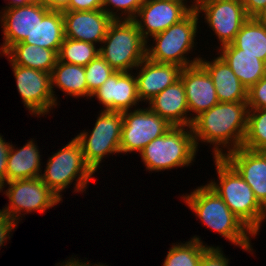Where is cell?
Listing matches in <instances>:
<instances>
[{
    "instance_id": "1",
    "label": "cell",
    "mask_w": 266,
    "mask_h": 266,
    "mask_svg": "<svg viewBox=\"0 0 266 266\" xmlns=\"http://www.w3.org/2000/svg\"><path fill=\"white\" fill-rule=\"evenodd\" d=\"M247 102H219L193 119L195 145L210 144L213 158H223L242 147L248 120ZM200 141V142H199Z\"/></svg>"
},
{
    "instance_id": "2",
    "label": "cell",
    "mask_w": 266,
    "mask_h": 266,
    "mask_svg": "<svg viewBox=\"0 0 266 266\" xmlns=\"http://www.w3.org/2000/svg\"><path fill=\"white\" fill-rule=\"evenodd\" d=\"M180 198L196 214L199 221L206 225L205 227L223 236L232 245L253 255L255 249L252 247L251 238L253 239L256 235L207 183L193 189L189 194L181 195Z\"/></svg>"
},
{
    "instance_id": "3",
    "label": "cell",
    "mask_w": 266,
    "mask_h": 266,
    "mask_svg": "<svg viewBox=\"0 0 266 266\" xmlns=\"http://www.w3.org/2000/svg\"><path fill=\"white\" fill-rule=\"evenodd\" d=\"M213 161L218 179L214 178L207 184L255 235L260 234L261 223L266 220V209L258 202L250 186L224 158H213Z\"/></svg>"
},
{
    "instance_id": "4",
    "label": "cell",
    "mask_w": 266,
    "mask_h": 266,
    "mask_svg": "<svg viewBox=\"0 0 266 266\" xmlns=\"http://www.w3.org/2000/svg\"><path fill=\"white\" fill-rule=\"evenodd\" d=\"M40 178L63 202L62 193L74 184V193H86L95 171L85 161L80 142L74 137L65 146L48 158Z\"/></svg>"
},
{
    "instance_id": "5",
    "label": "cell",
    "mask_w": 266,
    "mask_h": 266,
    "mask_svg": "<svg viewBox=\"0 0 266 266\" xmlns=\"http://www.w3.org/2000/svg\"><path fill=\"white\" fill-rule=\"evenodd\" d=\"M199 20L200 16L193 9L180 22L151 37L152 45L146 42V57L158 63L176 64L181 68L198 64L201 56L190 60L188 54L197 50Z\"/></svg>"
},
{
    "instance_id": "6",
    "label": "cell",
    "mask_w": 266,
    "mask_h": 266,
    "mask_svg": "<svg viewBox=\"0 0 266 266\" xmlns=\"http://www.w3.org/2000/svg\"><path fill=\"white\" fill-rule=\"evenodd\" d=\"M198 150L191 127L171 126L138 154L145 170L153 173L191 166Z\"/></svg>"
},
{
    "instance_id": "7",
    "label": "cell",
    "mask_w": 266,
    "mask_h": 266,
    "mask_svg": "<svg viewBox=\"0 0 266 266\" xmlns=\"http://www.w3.org/2000/svg\"><path fill=\"white\" fill-rule=\"evenodd\" d=\"M99 55L115 71H133L146 58V41L133 20H113L99 46Z\"/></svg>"
},
{
    "instance_id": "8",
    "label": "cell",
    "mask_w": 266,
    "mask_h": 266,
    "mask_svg": "<svg viewBox=\"0 0 266 266\" xmlns=\"http://www.w3.org/2000/svg\"><path fill=\"white\" fill-rule=\"evenodd\" d=\"M92 131L78 133L75 138L80 142L85 161L95 171L101 169L104 158L120 154L122 112L100 110ZM103 160V161H102Z\"/></svg>"
},
{
    "instance_id": "9",
    "label": "cell",
    "mask_w": 266,
    "mask_h": 266,
    "mask_svg": "<svg viewBox=\"0 0 266 266\" xmlns=\"http://www.w3.org/2000/svg\"><path fill=\"white\" fill-rule=\"evenodd\" d=\"M4 185L0 189V193L3 192L9 202L0 210L12 217L18 224L28 213L32 214L38 211L39 214H42L62 202L40 177L14 180ZM3 188H7V190Z\"/></svg>"
},
{
    "instance_id": "10",
    "label": "cell",
    "mask_w": 266,
    "mask_h": 266,
    "mask_svg": "<svg viewBox=\"0 0 266 266\" xmlns=\"http://www.w3.org/2000/svg\"><path fill=\"white\" fill-rule=\"evenodd\" d=\"M122 116L120 154L140 153L149 142L172 126L149 107L123 111Z\"/></svg>"
},
{
    "instance_id": "11",
    "label": "cell",
    "mask_w": 266,
    "mask_h": 266,
    "mask_svg": "<svg viewBox=\"0 0 266 266\" xmlns=\"http://www.w3.org/2000/svg\"><path fill=\"white\" fill-rule=\"evenodd\" d=\"M195 10L199 16L204 15V22L220 42L217 49L231 44L241 26L250 18L242 0H198Z\"/></svg>"
},
{
    "instance_id": "12",
    "label": "cell",
    "mask_w": 266,
    "mask_h": 266,
    "mask_svg": "<svg viewBox=\"0 0 266 266\" xmlns=\"http://www.w3.org/2000/svg\"><path fill=\"white\" fill-rule=\"evenodd\" d=\"M16 81L17 91L30 115L45 116L58 108L51 88V74L13 64L7 59Z\"/></svg>"
},
{
    "instance_id": "13",
    "label": "cell",
    "mask_w": 266,
    "mask_h": 266,
    "mask_svg": "<svg viewBox=\"0 0 266 266\" xmlns=\"http://www.w3.org/2000/svg\"><path fill=\"white\" fill-rule=\"evenodd\" d=\"M193 8L183 0H145L133 19L146 42L184 19Z\"/></svg>"
},
{
    "instance_id": "14",
    "label": "cell",
    "mask_w": 266,
    "mask_h": 266,
    "mask_svg": "<svg viewBox=\"0 0 266 266\" xmlns=\"http://www.w3.org/2000/svg\"><path fill=\"white\" fill-rule=\"evenodd\" d=\"M49 11L50 9L39 0L12 8H1L0 26L4 38L3 43L0 44V56L12 45L30 36L38 21H41Z\"/></svg>"
},
{
    "instance_id": "15",
    "label": "cell",
    "mask_w": 266,
    "mask_h": 266,
    "mask_svg": "<svg viewBox=\"0 0 266 266\" xmlns=\"http://www.w3.org/2000/svg\"><path fill=\"white\" fill-rule=\"evenodd\" d=\"M93 97L106 111L123 112L140 108L137 80L132 71H116L91 95Z\"/></svg>"
},
{
    "instance_id": "16",
    "label": "cell",
    "mask_w": 266,
    "mask_h": 266,
    "mask_svg": "<svg viewBox=\"0 0 266 266\" xmlns=\"http://www.w3.org/2000/svg\"><path fill=\"white\" fill-rule=\"evenodd\" d=\"M179 79L184 85L192 119L219 103L213 80L200 63L182 68Z\"/></svg>"
},
{
    "instance_id": "17",
    "label": "cell",
    "mask_w": 266,
    "mask_h": 266,
    "mask_svg": "<svg viewBox=\"0 0 266 266\" xmlns=\"http://www.w3.org/2000/svg\"><path fill=\"white\" fill-rule=\"evenodd\" d=\"M64 36L101 46L113 19L102 9L91 11H62ZM100 44V45H99Z\"/></svg>"
},
{
    "instance_id": "18",
    "label": "cell",
    "mask_w": 266,
    "mask_h": 266,
    "mask_svg": "<svg viewBox=\"0 0 266 266\" xmlns=\"http://www.w3.org/2000/svg\"><path fill=\"white\" fill-rule=\"evenodd\" d=\"M250 186L266 209V152L240 147L223 157Z\"/></svg>"
},
{
    "instance_id": "19",
    "label": "cell",
    "mask_w": 266,
    "mask_h": 266,
    "mask_svg": "<svg viewBox=\"0 0 266 266\" xmlns=\"http://www.w3.org/2000/svg\"><path fill=\"white\" fill-rule=\"evenodd\" d=\"M134 70L139 100L147 104L166 87L179 80L182 68L176 64L158 63L146 57Z\"/></svg>"
},
{
    "instance_id": "20",
    "label": "cell",
    "mask_w": 266,
    "mask_h": 266,
    "mask_svg": "<svg viewBox=\"0 0 266 266\" xmlns=\"http://www.w3.org/2000/svg\"><path fill=\"white\" fill-rule=\"evenodd\" d=\"M148 107L172 126L192 125L193 119L189 114L184 85L180 79L152 98Z\"/></svg>"
},
{
    "instance_id": "21",
    "label": "cell",
    "mask_w": 266,
    "mask_h": 266,
    "mask_svg": "<svg viewBox=\"0 0 266 266\" xmlns=\"http://www.w3.org/2000/svg\"><path fill=\"white\" fill-rule=\"evenodd\" d=\"M208 61L200 58L199 63L213 80L219 102H247L248 89L240 82L226 61L219 55Z\"/></svg>"
},
{
    "instance_id": "22",
    "label": "cell",
    "mask_w": 266,
    "mask_h": 266,
    "mask_svg": "<svg viewBox=\"0 0 266 266\" xmlns=\"http://www.w3.org/2000/svg\"><path fill=\"white\" fill-rule=\"evenodd\" d=\"M23 147H16L11 142L8 154L6 183L14 180L31 179L41 176L42 155L34 139L27 140ZM16 147V148H15Z\"/></svg>"
},
{
    "instance_id": "23",
    "label": "cell",
    "mask_w": 266,
    "mask_h": 266,
    "mask_svg": "<svg viewBox=\"0 0 266 266\" xmlns=\"http://www.w3.org/2000/svg\"><path fill=\"white\" fill-rule=\"evenodd\" d=\"M219 54L229 65L240 82L249 89L266 75V63L255 55L241 53V49L232 44L217 49Z\"/></svg>"
},
{
    "instance_id": "24",
    "label": "cell",
    "mask_w": 266,
    "mask_h": 266,
    "mask_svg": "<svg viewBox=\"0 0 266 266\" xmlns=\"http://www.w3.org/2000/svg\"><path fill=\"white\" fill-rule=\"evenodd\" d=\"M51 88L57 105H60V102L55 93L56 88L64 92L63 94H66V97L87 98L85 67L57 60L51 72Z\"/></svg>"
},
{
    "instance_id": "25",
    "label": "cell",
    "mask_w": 266,
    "mask_h": 266,
    "mask_svg": "<svg viewBox=\"0 0 266 266\" xmlns=\"http://www.w3.org/2000/svg\"><path fill=\"white\" fill-rule=\"evenodd\" d=\"M13 64L44 71L51 74L58 60V54L54 50L40 46L16 43L4 54Z\"/></svg>"
},
{
    "instance_id": "26",
    "label": "cell",
    "mask_w": 266,
    "mask_h": 266,
    "mask_svg": "<svg viewBox=\"0 0 266 266\" xmlns=\"http://www.w3.org/2000/svg\"><path fill=\"white\" fill-rule=\"evenodd\" d=\"M64 38L63 13L61 10H50L22 43L54 50L58 54Z\"/></svg>"
},
{
    "instance_id": "27",
    "label": "cell",
    "mask_w": 266,
    "mask_h": 266,
    "mask_svg": "<svg viewBox=\"0 0 266 266\" xmlns=\"http://www.w3.org/2000/svg\"><path fill=\"white\" fill-rule=\"evenodd\" d=\"M231 44L241 49V53L255 55L256 58L266 63V24L250 17L241 26Z\"/></svg>"
},
{
    "instance_id": "28",
    "label": "cell",
    "mask_w": 266,
    "mask_h": 266,
    "mask_svg": "<svg viewBox=\"0 0 266 266\" xmlns=\"http://www.w3.org/2000/svg\"><path fill=\"white\" fill-rule=\"evenodd\" d=\"M203 242L199 235H194L185 243H172L162 266H199L202 255L209 248H219Z\"/></svg>"
},
{
    "instance_id": "29",
    "label": "cell",
    "mask_w": 266,
    "mask_h": 266,
    "mask_svg": "<svg viewBox=\"0 0 266 266\" xmlns=\"http://www.w3.org/2000/svg\"><path fill=\"white\" fill-rule=\"evenodd\" d=\"M99 55V48L85 41L64 38L58 51V60L85 67Z\"/></svg>"
},
{
    "instance_id": "30",
    "label": "cell",
    "mask_w": 266,
    "mask_h": 266,
    "mask_svg": "<svg viewBox=\"0 0 266 266\" xmlns=\"http://www.w3.org/2000/svg\"><path fill=\"white\" fill-rule=\"evenodd\" d=\"M242 147L266 152V108L249 109L247 130Z\"/></svg>"
},
{
    "instance_id": "31",
    "label": "cell",
    "mask_w": 266,
    "mask_h": 266,
    "mask_svg": "<svg viewBox=\"0 0 266 266\" xmlns=\"http://www.w3.org/2000/svg\"><path fill=\"white\" fill-rule=\"evenodd\" d=\"M116 71L108 62L98 55L85 66V79L87 83V98L91 95Z\"/></svg>"
},
{
    "instance_id": "32",
    "label": "cell",
    "mask_w": 266,
    "mask_h": 266,
    "mask_svg": "<svg viewBox=\"0 0 266 266\" xmlns=\"http://www.w3.org/2000/svg\"><path fill=\"white\" fill-rule=\"evenodd\" d=\"M145 0H103L104 10L113 20H133Z\"/></svg>"
},
{
    "instance_id": "33",
    "label": "cell",
    "mask_w": 266,
    "mask_h": 266,
    "mask_svg": "<svg viewBox=\"0 0 266 266\" xmlns=\"http://www.w3.org/2000/svg\"><path fill=\"white\" fill-rule=\"evenodd\" d=\"M247 105L249 109L266 108V75L248 89Z\"/></svg>"
},
{
    "instance_id": "34",
    "label": "cell",
    "mask_w": 266,
    "mask_h": 266,
    "mask_svg": "<svg viewBox=\"0 0 266 266\" xmlns=\"http://www.w3.org/2000/svg\"><path fill=\"white\" fill-rule=\"evenodd\" d=\"M222 248H209L199 262V266H229L230 259L224 255Z\"/></svg>"
},
{
    "instance_id": "35",
    "label": "cell",
    "mask_w": 266,
    "mask_h": 266,
    "mask_svg": "<svg viewBox=\"0 0 266 266\" xmlns=\"http://www.w3.org/2000/svg\"><path fill=\"white\" fill-rule=\"evenodd\" d=\"M18 223L0 210V248L13 236ZM13 231V232H12ZM8 239V240H7Z\"/></svg>"
},
{
    "instance_id": "36",
    "label": "cell",
    "mask_w": 266,
    "mask_h": 266,
    "mask_svg": "<svg viewBox=\"0 0 266 266\" xmlns=\"http://www.w3.org/2000/svg\"><path fill=\"white\" fill-rule=\"evenodd\" d=\"M103 0H69L67 7L62 11H91L102 9Z\"/></svg>"
},
{
    "instance_id": "37",
    "label": "cell",
    "mask_w": 266,
    "mask_h": 266,
    "mask_svg": "<svg viewBox=\"0 0 266 266\" xmlns=\"http://www.w3.org/2000/svg\"><path fill=\"white\" fill-rule=\"evenodd\" d=\"M10 148L11 143L6 142L3 135L0 134V189L6 184L7 160Z\"/></svg>"
},
{
    "instance_id": "38",
    "label": "cell",
    "mask_w": 266,
    "mask_h": 266,
    "mask_svg": "<svg viewBox=\"0 0 266 266\" xmlns=\"http://www.w3.org/2000/svg\"><path fill=\"white\" fill-rule=\"evenodd\" d=\"M245 11L249 17H255L265 6L266 0H242Z\"/></svg>"
},
{
    "instance_id": "39",
    "label": "cell",
    "mask_w": 266,
    "mask_h": 266,
    "mask_svg": "<svg viewBox=\"0 0 266 266\" xmlns=\"http://www.w3.org/2000/svg\"><path fill=\"white\" fill-rule=\"evenodd\" d=\"M50 10H64L69 0H39Z\"/></svg>"
},
{
    "instance_id": "40",
    "label": "cell",
    "mask_w": 266,
    "mask_h": 266,
    "mask_svg": "<svg viewBox=\"0 0 266 266\" xmlns=\"http://www.w3.org/2000/svg\"><path fill=\"white\" fill-rule=\"evenodd\" d=\"M77 258L78 257H76V259L74 257H70L69 259L64 260L63 262L60 261L58 264L56 263L55 266H83V261Z\"/></svg>"
},
{
    "instance_id": "41",
    "label": "cell",
    "mask_w": 266,
    "mask_h": 266,
    "mask_svg": "<svg viewBox=\"0 0 266 266\" xmlns=\"http://www.w3.org/2000/svg\"><path fill=\"white\" fill-rule=\"evenodd\" d=\"M33 0H8V2L6 1V6H4V9L7 8H12V7H16V6H21V5H26L28 3H30Z\"/></svg>"
},
{
    "instance_id": "42",
    "label": "cell",
    "mask_w": 266,
    "mask_h": 266,
    "mask_svg": "<svg viewBox=\"0 0 266 266\" xmlns=\"http://www.w3.org/2000/svg\"><path fill=\"white\" fill-rule=\"evenodd\" d=\"M254 18L257 21L266 24V3L265 6L259 11V13Z\"/></svg>"
},
{
    "instance_id": "43",
    "label": "cell",
    "mask_w": 266,
    "mask_h": 266,
    "mask_svg": "<svg viewBox=\"0 0 266 266\" xmlns=\"http://www.w3.org/2000/svg\"><path fill=\"white\" fill-rule=\"evenodd\" d=\"M83 266H108V265H105L104 263H100L98 262L97 264L96 263H91L90 261H84L83 262Z\"/></svg>"
},
{
    "instance_id": "44",
    "label": "cell",
    "mask_w": 266,
    "mask_h": 266,
    "mask_svg": "<svg viewBox=\"0 0 266 266\" xmlns=\"http://www.w3.org/2000/svg\"><path fill=\"white\" fill-rule=\"evenodd\" d=\"M183 1H185V2H187V3L189 2L190 6H191L193 9H195V7H196V5H197V3H198V0H193V1H192V0H189V1H188V0H183ZM190 2H191L192 4H191Z\"/></svg>"
}]
</instances>
